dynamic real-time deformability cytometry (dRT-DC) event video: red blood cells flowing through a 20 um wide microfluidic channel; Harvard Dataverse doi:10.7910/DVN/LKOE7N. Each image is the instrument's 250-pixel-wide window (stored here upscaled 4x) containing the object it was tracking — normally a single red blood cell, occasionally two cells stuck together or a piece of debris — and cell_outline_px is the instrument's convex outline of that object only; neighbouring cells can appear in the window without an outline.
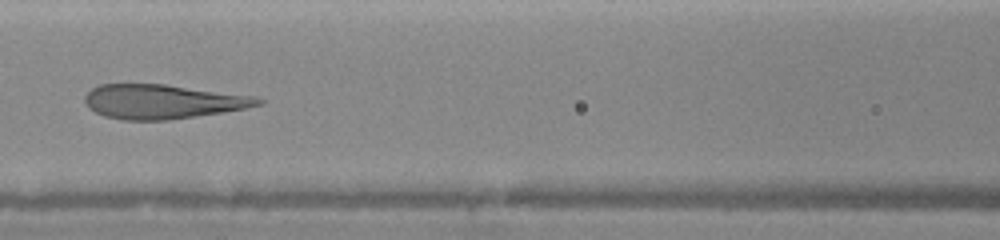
{"species": "human", "species_latin": "Homo sapiens", "temperature_condition": "warm", "stored_images_in_passage": 23, "camera_frame_rate_fps": 3000, "um_per_image_px": 0.085, "donor": {"sex": "female"}, "frame": {"image": 1, "passage_image": 3, "time_ms": 2.0, "image_size_px": [1000, 240], "cell_outline_px": [[264, 104], [244, 108], [220, 112], [168, 120], [124, 120], [104, 116], [88, 108], [84, 104], [84, 96], [92, 88], [100, 84], [164, 84], [256, 96], [264, 100]], "centroid_in_image_um": [13.79, 8.63], "position_along_channel_um": 152.8, "area_um2": 34.56}}
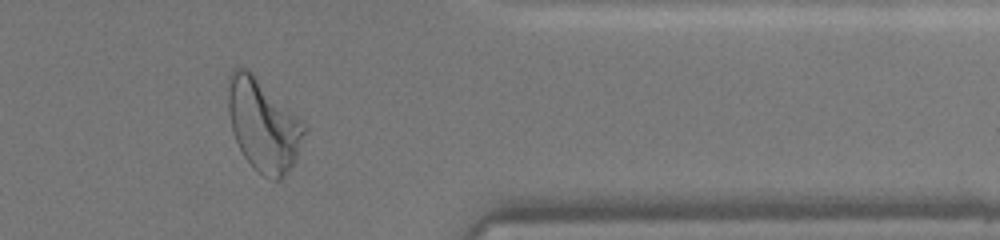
{"frame": {"image": 2, "passage_image": 17, "time_ms": 7.667, "image_size_px": [1000, 240], "cell_outline_px": [[308, 128], [296, 156], [292, 164], [284, 176], [280, 180], [272, 180], [264, 176], [244, 156], [232, 132], [228, 112], [228, 76], [236, 68], [244, 68], [304, 120]], "centroid_in_image_um": [22.39, 10.65], "position_along_channel_um": 389.0, "area_um2": 40.17}}
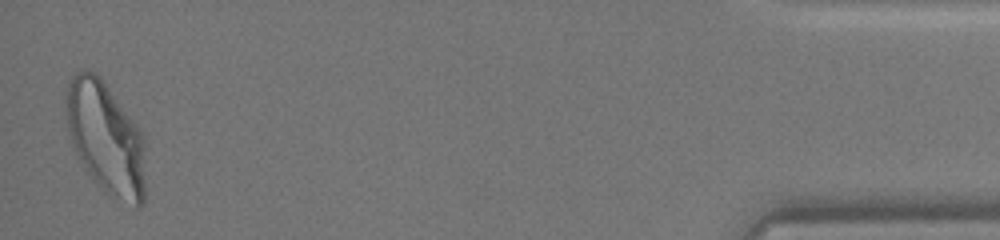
{"frame": {"image": 3, "passage_image": 23, "time_ms": 10.0, "image_size_px": [1000, 240], "cell_outline_px": [[144, 204], [140, 208], [136, 208], [116, 196], [104, 188], [92, 176], [80, 160], [72, 144], [68, 128], [64, 108], [68, 84], [72, 76], [76, 72], [96, 72], [136, 124], [144, 140]], "centroid_in_image_um": [8.98, 11.7], "position_along_channel_um": 426.2, "area_um2": 50.69}}